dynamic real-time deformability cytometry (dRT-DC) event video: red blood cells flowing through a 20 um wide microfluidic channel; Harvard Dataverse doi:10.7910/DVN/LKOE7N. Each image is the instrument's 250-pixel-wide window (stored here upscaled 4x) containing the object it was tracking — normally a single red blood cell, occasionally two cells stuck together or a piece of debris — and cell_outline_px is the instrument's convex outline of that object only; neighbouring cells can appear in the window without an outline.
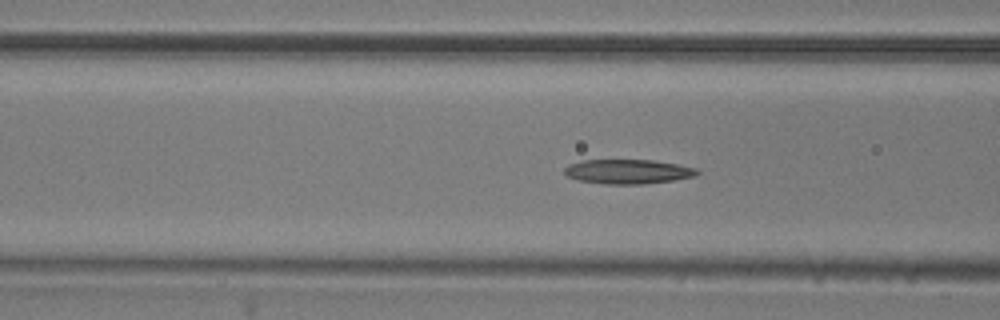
{"species": "common noctule bat (a hibernating species)", "species_latin": "Nyctalus noctula", "temperature_condition": "room temperature", "stored_images_in_passage": 51, "camera_frame_rate_fps": 3000, "um_per_image_px": 0.085, "animal": {"sex": "male", "body_mass_g": 20.5, "forearm_length_mm": 52.5}, "frame": {"image": 1, "passage_image": 20, "time_ms": 6.333, "image_size_px": [1000, 320], "cell_outline_px": [[700, 172], [696, 176], [672, 180], [644, 184], [608, 184], [580, 180], [568, 176], [564, 172], [564, 168], [568, 164], [584, 160], [652, 160], [676, 164], [696, 168]], "centroid_in_image_um": [53.38, 14.58], "position_along_channel_um": 113.2, "area_um2": 18.73}}
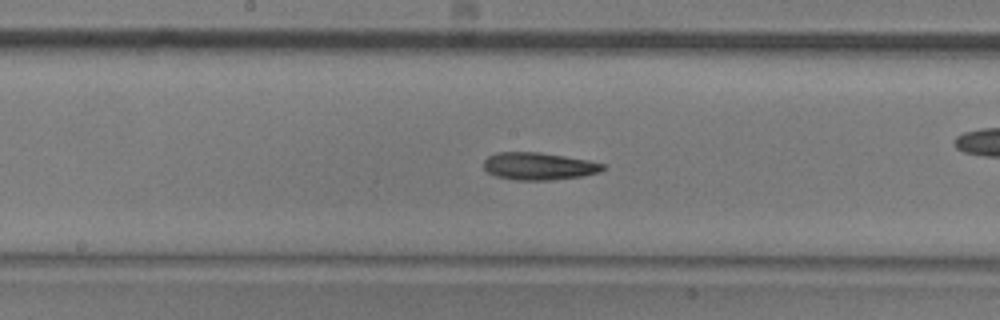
{"frame": {"image": 2, "passage_image": 27, "time_ms": 8.667, "image_size_px": [1000, 320], "cell_outline_px": [[604, 168], [600, 172], [580, 176], [552, 180], [516, 180], [496, 176], [488, 172], [484, 168], [484, 160], [488, 156], [496, 152], [540, 152], [588, 160], [604, 164]], "centroid_in_image_um": [45.77, 14.12], "position_along_channel_um": 202.4, "area_um2": 18.96}}
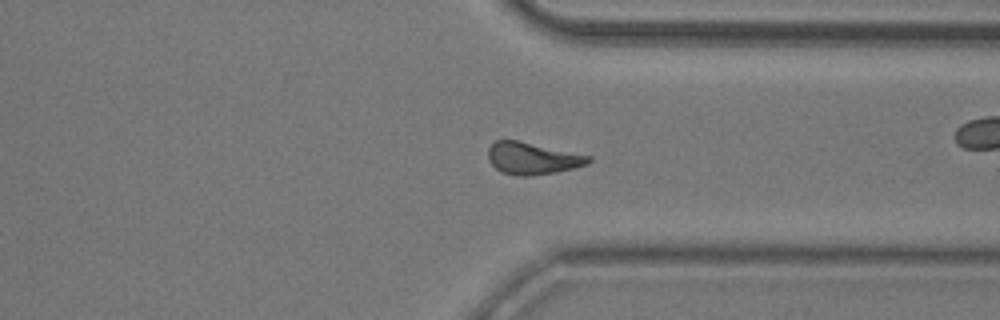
{"frame": {"image": 3, "passage_image": 40, "time_ms": 13.0, "image_size_px": [1000, 320], "cell_outline_px": [[592, 160], [588, 164], [556, 172], [528, 176], [520, 176], [500, 172], [488, 160], [488, 148], [496, 140], [516, 140], [592, 156]], "centroid_in_image_um": [45.25, 13.46], "position_along_channel_um": 366.1, "area_um2": 18.61}}